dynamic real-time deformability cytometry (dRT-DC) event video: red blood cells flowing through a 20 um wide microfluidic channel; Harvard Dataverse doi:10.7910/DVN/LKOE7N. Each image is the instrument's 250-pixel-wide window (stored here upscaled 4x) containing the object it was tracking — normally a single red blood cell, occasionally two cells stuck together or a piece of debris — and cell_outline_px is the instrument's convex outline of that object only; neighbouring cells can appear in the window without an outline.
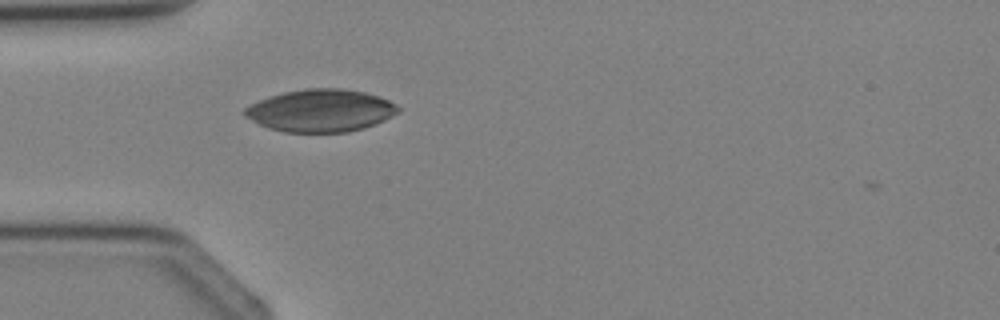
{"species": "Egyptian fruit bat (a non-hibernating species)", "species_latin": "Rousettus aegyptiacus", "temperature_condition": "cold", "stored_images_in_passage": 4, "camera_frame_rate_fps": 3000, "um_per_image_px": 0.085, "animal": {"sex": "female"}, "frame": {"image": 1, "passage_image": 4, "time_ms": 3.667, "image_size_px": [1000, 320], "cell_outline_px": [[400, 112], [376, 124], [364, 128], [348, 132], [284, 132], [268, 128], [244, 116], [240, 112], [244, 108], [260, 100], [284, 92], [304, 88], [340, 88], [364, 92], [380, 96], [396, 104], [400, 108]], "centroid_in_image_um": [27.27, 9.4], "position_along_channel_um": 57.7, "area_um2": 38.09}}